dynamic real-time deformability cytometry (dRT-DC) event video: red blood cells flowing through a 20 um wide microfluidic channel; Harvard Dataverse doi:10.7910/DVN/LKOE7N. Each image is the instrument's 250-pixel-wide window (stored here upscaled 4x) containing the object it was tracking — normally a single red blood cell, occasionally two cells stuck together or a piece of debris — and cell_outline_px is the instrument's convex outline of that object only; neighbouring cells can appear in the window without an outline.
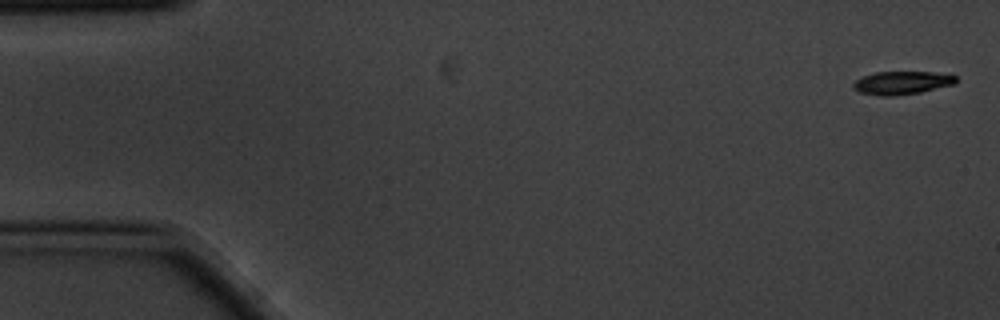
{"species": "common noctule bat (a hibernating species)", "species_latin": "Nyctalus noctula", "temperature_condition": "cold", "stored_images_in_passage": 5, "camera_frame_rate_fps": 3000, "um_per_image_px": 0.085, "animal": {"sex": "male", "body_mass_g": 20.1, "forearm_length_mm": 53.5}, "frame": {"image": 1, "passage_image": 1, "time_ms": 0.0, "image_size_px": [1000, 320], "cell_outline_px": [[956, 84], [920, 92], [892, 96], [880, 96], [860, 92], [852, 88], [852, 84], [856, 80], [864, 76], [876, 72], [932, 72], [956, 76]], "centroid_in_image_um": [76.65, 7.04], "position_along_channel_um": 8.4, "area_um2": 13.76}}
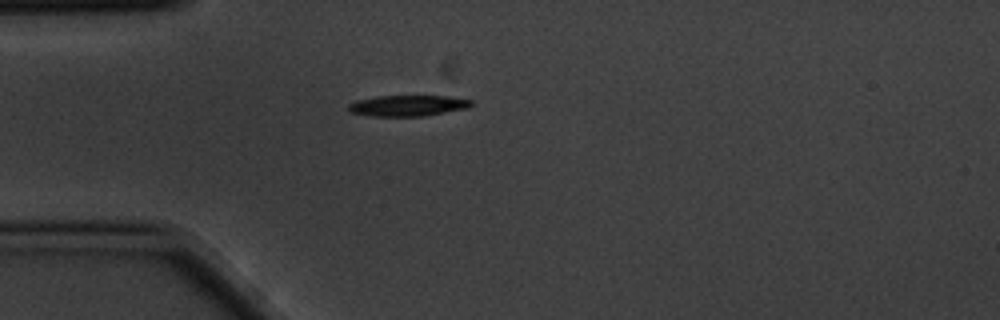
{"frame": {"image": 2, "passage_image": 5, "time_ms": 1.333, "image_size_px": [1000, 320], "cell_outline_px": [[472, 104], [468, 108], [424, 116], [372, 116], [352, 112], [348, 108], [348, 104], [356, 100], [376, 96], [448, 96], [472, 100]], "centroid_in_image_um": [34.67, 8.97], "position_along_channel_um": 50.3, "area_um2": 14.91}}